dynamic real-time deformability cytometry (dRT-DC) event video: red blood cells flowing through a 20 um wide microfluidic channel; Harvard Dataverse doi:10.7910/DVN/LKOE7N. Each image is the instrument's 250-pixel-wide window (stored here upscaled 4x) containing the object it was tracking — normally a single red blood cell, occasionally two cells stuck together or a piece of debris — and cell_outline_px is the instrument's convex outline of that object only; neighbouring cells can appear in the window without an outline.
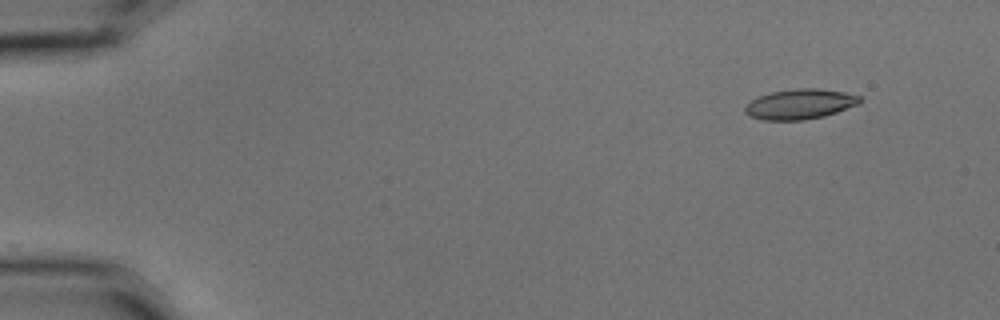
{"species": "common noctule bat (a hibernating species)", "species_latin": "Nyctalus noctula", "temperature_condition": "cold", "stored_images_in_passage": 31, "camera_frame_rate_fps": 3000, "um_per_image_px": 0.085, "animal": {"sex": "male", "body_mass_g": 15.6}, "frame": {"image": 1, "passage_image": 1, "time_ms": 0.0, "image_size_px": [1000, 320], "cell_outline_px": [[864, 100], [860, 104], [824, 116], [804, 120], [764, 120], [748, 116], [744, 112], [744, 104], [760, 96], [772, 92], [796, 88], [816, 88], [844, 92], [860, 96]], "centroid_in_image_um": [68.0, 8.85], "position_along_channel_um": 17.0, "area_um2": 20.29}}
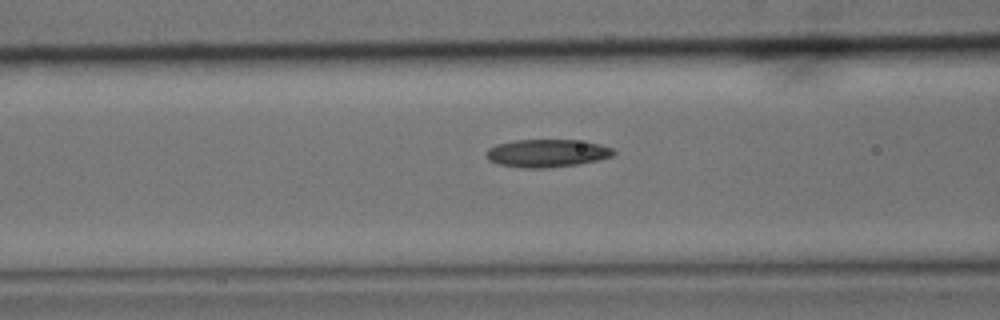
{"frame": {"image": 2, "passage_image": 19, "time_ms": 6.0, "image_size_px": [1000, 320], "cell_outline_px": [[616, 152], [612, 156], [596, 160], [576, 164], [548, 168], [524, 168], [496, 164], [488, 160], [484, 152], [488, 148], [496, 144], [516, 140], [576, 140], [600, 144], [612, 148]], "centroid_in_image_um": [46.43, 13.02], "position_along_channel_um": 120.2, "area_um2": 20.69}}
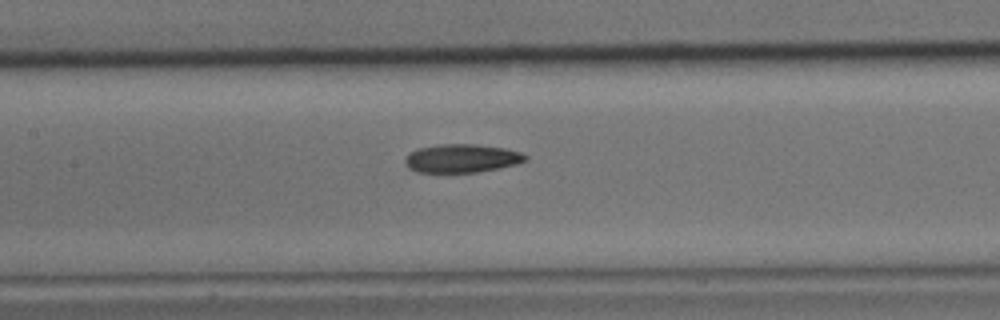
{"frame": {"image": 3, "passage_image": 23, "time_ms": 7.333, "image_size_px": [1000, 320], "cell_outline_px": [[528, 160], [516, 164], [476, 172], [416, 172], [408, 168], [404, 164], [404, 160], [408, 152], [416, 148], [440, 144], [476, 144], [504, 148], [520, 152], [528, 156]], "centroid_in_image_um": [39.2, 13.45], "position_along_channel_um": 168.2, "area_um2": 20.06}}